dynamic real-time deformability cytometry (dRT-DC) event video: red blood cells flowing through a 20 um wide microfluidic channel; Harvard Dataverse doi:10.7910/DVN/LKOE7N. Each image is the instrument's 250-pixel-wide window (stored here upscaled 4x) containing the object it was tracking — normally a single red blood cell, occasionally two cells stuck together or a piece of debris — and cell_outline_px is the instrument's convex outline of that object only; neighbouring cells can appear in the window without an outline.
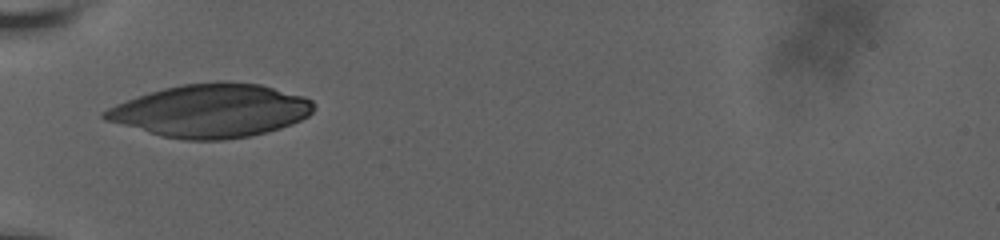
{"species": "human", "species_latin": "Homo sapiens", "temperature_condition": "room temperature", "stored_images_in_passage": 2, "camera_frame_rate_fps": 3000, "um_per_image_px": 0.085, "donor": {"sex": "male"}, "frame": {"image": 1, "passage_image": 1, "time_ms": 0.0, "image_size_px": [1000, 240], "cell_outline_px": [[316, 108], [308, 116], [292, 124], [280, 128], [248, 136], [220, 140], [184, 140], [160, 136], [104, 120], [100, 116], [100, 112], [116, 104], [164, 88], [184, 84], [216, 80], [224, 80], [260, 84], [304, 96], [312, 100], [316, 104]], "centroid_in_image_um": [17.94, 9.4], "position_along_channel_um": 67.1, "area_um2": 64.91}}